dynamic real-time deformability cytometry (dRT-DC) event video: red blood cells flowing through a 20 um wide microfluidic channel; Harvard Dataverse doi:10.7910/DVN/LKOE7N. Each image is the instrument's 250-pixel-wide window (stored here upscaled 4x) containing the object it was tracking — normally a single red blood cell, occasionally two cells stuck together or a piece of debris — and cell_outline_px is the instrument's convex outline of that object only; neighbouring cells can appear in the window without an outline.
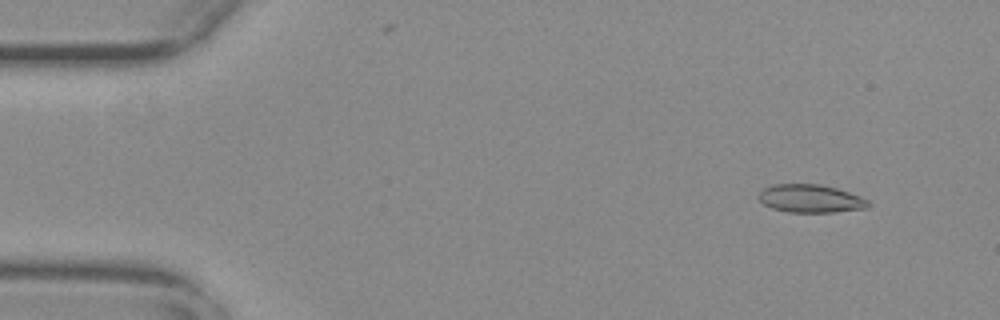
{"species": "common noctule bat (a hibernating species)", "species_latin": "Nyctalus noctula", "temperature_condition": "warm", "stored_images_in_passage": 54, "camera_frame_rate_fps": 3000, "um_per_image_px": 0.085, "animal": {"sex": "female", "body_mass_g": 29.2, "forearm_length_mm": 56.3}, "frame": {"image": 1, "passage_image": 5, "time_ms": 1.333, "image_size_px": [1000, 320], "cell_outline_px": [[872, 204], [868, 208], [836, 212], [788, 212], [772, 208], [764, 204], [756, 196], [764, 188], [772, 184], [820, 184], [836, 188], [860, 196], [868, 200]], "centroid_in_image_um": [68.91, 16.88], "position_along_channel_um": 16.1, "area_um2": 18.03}}
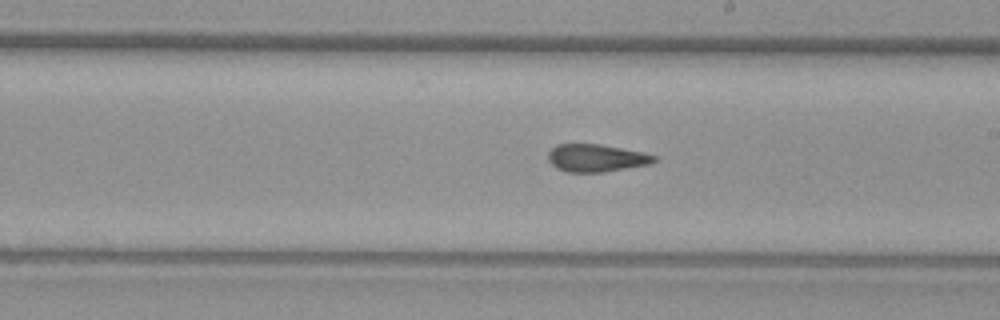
{"frame": {"image": 2, "passage_image": 31, "time_ms": 10.0, "image_size_px": [1000, 320], "cell_outline_px": [[656, 160], [652, 164], [604, 172], [568, 172], [556, 168], [548, 160], [548, 152], [556, 144], [600, 144], [644, 152], [656, 156]], "centroid_in_image_um": [50.69, 13.43], "position_along_channel_um": 238.3, "area_um2": 17.17}}
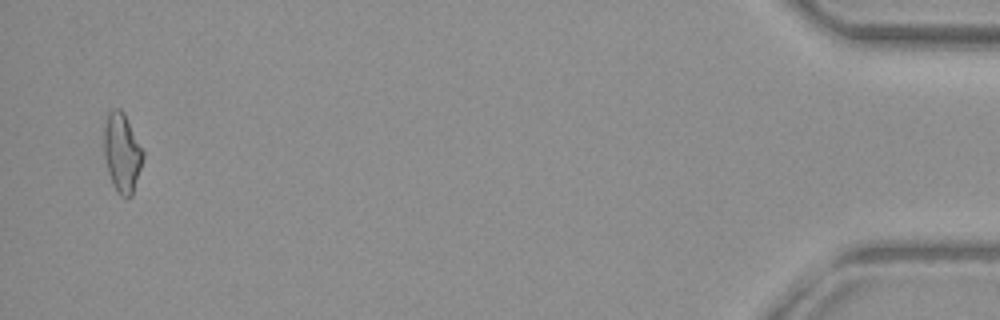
{"frame": {"image": 3, "passage_image": 53, "time_ms": 17.333, "image_size_px": [1000, 320], "cell_outline_px": [[144, 156], [132, 196], [120, 196], [116, 192], [112, 184], [108, 172], [104, 156], [104, 128], [108, 112], [112, 108], [120, 108], [124, 112], [144, 152]], "centroid_in_image_um": [10.36, 12.97], "position_along_channel_um": 424.8, "area_um2": 18.03}, "authors_computed_cell_mechanics": {"area_um2": 17.7157, "velocity_mm_per_s": 3.7985, "shape_relaxation_time_tau1_ms": null, "shape_relaxation_time_tau2_ms": 2.1116, "deformation_change_tau1": null, "deformation_change_tau2": 0.0909}}